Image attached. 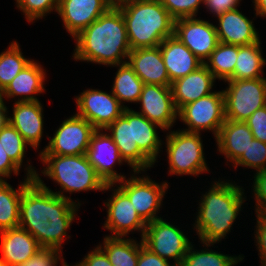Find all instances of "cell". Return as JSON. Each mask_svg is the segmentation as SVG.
<instances>
[{"instance_id":"cell-1","label":"cell","mask_w":266,"mask_h":266,"mask_svg":"<svg viewBox=\"0 0 266 266\" xmlns=\"http://www.w3.org/2000/svg\"><path fill=\"white\" fill-rule=\"evenodd\" d=\"M76 202L54 194L33 179L22 192L19 227L30 232L41 247L62 250L64 238L71 237L67 230L81 206Z\"/></svg>"},{"instance_id":"cell-2","label":"cell","mask_w":266,"mask_h":266,"mask_svg":"<svg viewBox=\"0 0 266 266\" xmlns=\"http://www.w3.org/2000/svg\"><path fill=\"white\" fill-rule=\"evenodd\" d=\"M74 60L115 66L127 62L131 52L126 25L119 8H109L74 37Z\"/></svg>"},{"instance_id":"cell-3","label":"cell","mask_w":266,"mask_h":266,"mask_svg":"<svg viewBox=\"0 0 266 266\" xmlns=\"http://www.w3.org/2000/svg\"><path fill=\"white\" fill-rule=\"evenodd\" d=\"M235 183L214 181L212 187L202 195L194 223L201 243H219L231 232L246 201L243 187Z\"/></svg>"},{"instance_id":"cell-4","label":"cell","mask_w":266,"mask_h":266,"mask_svg":"<svg viewBox=\"0 0 266 266\" xmlns=\"http://www.w3.org/2000/svg\"><path fill=\"white\" fill-rule=\"evenodd\" d=\"M118 8L125 21L131 50L159 46L174 35L175 19L160 0H129Z\"/></svg>"},{"instance_id":"cell-5","label":"cell","mask_w":266,"mask_h":266,"mask_svg":"<svg viewBox=\"0 0 266 266\" xmlns=\"http://www.w3.org/2000/svg\"><path fill=\"white\" fill-rule=\"evenodd\" d=\"M41 162L47 167L41 173L48 176L51 180L60 185V191L54 192L41 180L39 174L34 178L42 187L53 192L60 197L72 200L71 197L65 196L64 192L70 194L99 190L104 191L106 184L97 175L95 168L88 161L86 154L84 155H53L39 154ZM63 190V191H62Z\"/></svg>"},{"instance_id":"cell-6","label":"cell","mask_w":266,"mask_h":266,"mask_svg":"<svg viewBox=\"0 0 266 266\" xmlns=\"http://www.w3.org/2000/svg\"><path fill=\"white\" fill-rule=\"evenodd\" d=\"M201 133L183 130L169 131L166 136V152L171 175H195L208 172Z\"/></svg>"},{"instance_id":"cell-7","label":"cell","mask_w":266,"mask_h":266,"mask_svg":"<svg viewBox=\"0 0 266 266\" xmlns=\"http://www.w3.org/2000/svg\"><path fill=\"white\" fill-rule=\"evenodd\" d=\"M223 90L227 120L246 121L257 109L266 106V78L227 80Z\"/></svg>"},{"instance_id":"cell-8","label":"cell","mask_w":266,"mask_h":266,"mask_svg":"<svg viewBox=\"0 0 266 266\" xmlns=\"http://www.w3.org/2000/svg\"><path fill=\"white\" fill-rule=\"evenodd\" d=\"M178 119L183 121L188 127V129L185 128L183 131L201 133V130H209L216 138L226 120L223 90L214 91L183 106L178 111Z\"/></svg>"},{"instance_id":"cell-9","label":"cell","mask_w":266,"mask_h":266,"mask_svg":"<svg viewBox=\"0 0 266 266\" xmlns=\"http://www.w3.org/2000/svg\"><path fill=\"white\" fill-rule=\"evenodd\" d=\"M143 244L167 261L173 259L180 266L192 242L180 228L162 217L148 222L142 238Z\"/></svg>"},{"instance_id":"cell-10","label":"cell","mask_w":266,"mask_h":266,"mask_svg":"<svg viewBox=\"0 0 266 266\" xmlns=\"http://www.w3.org/2000/svg\"><path fill=\"white\" fill-rule=\"evenodd\" d=\"M141 172L134 171L130 178L117 182L118 187L129 197L140 217L146 222L161 218L158 215L163 198L168 189V182L156 183L150 176H136Z\"/></svg>"},{"instance_id":"cell-11","label":"cell","mask_w":266,"mask_h":266,"mask_svg":"<svg viewBox=\"0 0 266 266\" xmlns=\"http://www.w3.org/2000/svg\"><path fill=\"white\" fill-rule=\"evenodd\" d=\"M95 130L83 117L72 115L62 122L52 138L48 137L50 139L48 146H45L39 154L84 155Z\"/></svg>"},{"instance_id":"cell-12","label":"cell","mask_w":266,"mask_h":266,"mask_svg":"<svg viewBox=\"0 0 266 266\" xmlns=\"http://www.w3.org/2000/svg\"><path fill=\"white\" fill-rule=\"evenodd\" d=\"M115 185L116 189L114 184H106L104 188V191L111 189L114 192L107 202H104L107 218L103 227L113 232L109 237L126 238L130 232L139 231L142 239L147 223L137 213L129 197Z\"/></svg>"},{"instance_id":"cell-13","label":"cell","mask_w":266,"mask_h":266,"mask_svg":"<svg viewBox=\"0 0 266 266\" xmlns=\"http://www.w3.org/2000/svg\"><path fill=\"white\" fill-rule=\"evenodd\" d=\"M77 115L86 119L93 127L105 130L112 124L125 109L113 95L112 91L87 89L75 97Z\"/></svg>"},{"instance_id":"cell-14","label":"cell","mask_w":266,"mask_h":266,"mask_svg":"<svg viewBox=\"0 0 266 266\" xmlns=\"http://www.w3.org/2000/svg\"><path fill=\"white\" fill-rule=\"evenodd\" d=\"M174 36L203 63L219 43L215 25L196 17L176 19Z\"/></svg>"},{"instance_id":"cell-15","label":"cell","mask_w":266,"mask_h":266,"mask_svg":"<svg viewBox=\"0 0 266 266\" xmlns=\"http://www.w3.org/2000/svg\"><path fill=\"white\" fill-rule=\"evenodd\" d=\"M138 103L141 104L138 113L164 131H169L178 119L171 86L144 84Z\"/></svg>"},{"instance_id":"cell-16","label":"cell","mask_w":266,"mask_h":266,"mask_svg":"<svg viewBox=\"0 0 266 266\" xmlns=\"http://www.w3.org/2000/svg\"><path fill=\"white\" fill-rule=\"evenodd\" d=\"M102 131V129H97L93 132L86 156L104 183L115 185L126 176L118 174L113 167L116 162L120 165L125 161L121 158L110 134H107L106 130L104 133Z\"/></svg>"},{"instance_id":"cell-17","label":"cell","mask_w":266,"mask_h":266,"mask_svg":"<svg viewBox=\"0 0 266 266\" xmlns=\"http://www.w3.org/2000/svg\"><path fill=\"white\" fill-rule=\"evenodd\" d=\"M111 134L117 145L121 158L127 163L133 172H146L154 163L139 149L134 142L133 110L125 108L123 113L106 129ZM111 132V133H110Z\"/></svg>"},{"instance_id":"cell-18","label":"cell","mask_w":266,"mask_h":266,"mask_svg":"<svg viewBox=\"0 0 266 266\" xmlns=\"http://www.w3.org/2000/svg\"><path fill=\"white\" fill-rule=\"evenodd\" d=\"M109 8L104 0H59L57 14L74 38Z\"/></svg>"},{"instance_id":"cell-19","label":"cell","mask_w":266,"mask_h":266,"mask_svg":"<svg viewBox=\"0 0 266 266\" xmlns=\"http://www.w3.org/2000/svg\"><path fill=\"white\" fill-rule=\"evenodd\" d=\"M216 32L221 43L245 46L260 40L253 20L248 19L238 8L217 16Z\"/></svg>"},{"instance_id":"cell-20","label":"cell","mask_w":266,"mask_h":266,"mask_svg":"<svg viewBox=\"0 0 266 266\" xmlns=\"http://www.w3.org/2000/svg\"><path fill=\"white\" fill-rule=\"evenodd\" d=\"M7 121L21 134L29 147L38 149L43 138V106L40 101L16 102Z\"/></svg>"},{"instance_id":"cell-21","label":"cell","mask_w":266,"mask_h":266,"mask_svg":"<svg viewBox=\"0 0 266 266\" xmlns=\"http://www.w3.org/2000/svg\"><path fill=\"white\" fill-rule=\"evenodd\" d=\"M127 63L144 84L171 86L159 46L131 50Z\"/></svg>"},{"instance_id":"cell-22","label":"cell","mask_w":266,"mask_h":266,"mask_svg":"<svg viewBox=\"0 0 266 266\" xmlns=\"http://www.w3.org/2000/svg\"><path fill=\"white\" fill-rule=\"evenodd\" d=\"M214 82V75L204 63L192 73L172 82L171 90L176 109L179 111L183 106L213 93Z\"/></svg>"},{"instance_id":"cell-23","label":"cell","mask_w":266,"mask_h":266,"mask_svg":"<svg viewBox=\"0 0 266 266\" xmlns=\"http://www.w3.org/2000/svg\"><path fill=\"white\" fill-rule=\"evenodd\" d=\"M45 80L46 70L43 69L40 63L38 64V62L32 60L1 92L2 100H5V97L7 99L18 97L16 102L39 101L36 95L46 91L44 88Z\"/></svg>"},{"instance_id":"cell-24","label":"cell","mask_w":266,"mask_h":266,"mask_svg":"<svg viewBox=\"0 0 266 266\" xmlns=\"http://www.w3.org/2000/svg\"><path fill=\"white\" fill-rule=\"evenodd\" d=\"M1 258L9 266H19L42 248L27 230L16 227L0 231Z\"/></svg>"},{"instance_id":"cell-25","label":"cell","mask_w":266,"mask_h":266,"mask_svg":"<svg viewBox=\"0 0 266 266\" xmlns=\"http://www.w3.org/2000/svg\"><path fill=\"white\" fill-rule=\"evenodd\" d=\"M170 82L192 73L203 62L174 35L159 44Z\"/></svg>"},{"instance_id":"cell-26","label":"cell","mask_w":266,"mask_h":266,"mask_svg":"<svg viewBox=\"0 0 266 266\" xmlns=\"http://www.w3.org/2000/svg\"><path fill=\"white\" fill-rule=\"evenodd\" d=\"M254 139L250 128L244 121L225 120L215 140L218 152L234 164L247 150Z\"/></svg>"},{"instance_id":"cell-27","label":"cell","mask_w":266,"mask_h":266,"mask_svg":"<svg viewBox=\"0 0 266 266\" xmlns=\"http://www.w3.org/2000/svg\"><path fill=\"white\" fill-rule=\"evenodd\" d=\"M26 167V177L14 189L7 180H0V231L19 227L20 201L24 188L36 177V170L30 163Z\"/></svg>"},{"instance_id":"cell-28","label":"cell","mask_w":266,"mask_h":266,"mask_svg":"<svg viewBox=\"0 0 266 266\" xmlns=\"http://www.w3.org/2000/svg\"><path fill=\"white\" fill-rule=\"evenodd\" d=\"M157 128L162 129L159 125L133 110L134 142L154 164L157 162L159 151L162 148V140L158 136Z\"/></svg>"},{"instance_id":"cell-29","label":"cell","mask_w":266,"mask_h":266,"mask_svg":"<svg viewBox=\"0 0 266 266\" xmlns=\"http://www.w3.org/2000/svg\"><path fill=\"white\" fill-rule=\"evenodd\" d=\"M261 40L250 45L239 46L233 79H257L264 74L266 59L262 56Z\"/></svg>"},{"instance_id":"cell-30","label":"cell","mask_w":266,"mask_h":266,"mask_svg":"<svg viewBox=\"0 0 266 266\" xmlns=\"http://www.w3.org/2000/svg\"><path fill=\"white\" fill-rule=\"evenodd\" d=\"M112 67L119 68L115 73L116 76L111 89L113 95L124 108H129L123 105L125 102L138 103L144 85L142 80L127 62Z\"/></svg>"},{"instance_id":"cell-31","label":"cell","mask_w":266,"mask_h":266,"mask_svg":"<svg viewBox=\"0 0 266 266\" xmlns=\"http://www.w3.org/2000/svg\"><path fill=\"white\" fill-rule=\"evenodd\" d=\"M103 246H98L106 253L113 266H137L140 243L131 238L104 237Z\"/></svg>"},{"instance_id":"cell-32","label":"cell","mask_w":266,"mask_h":266,"mask_svg":"<svg viewBox=\"0 0 266 266\" xmlns=\"http://www.w3.org/2000/svg\"><path fill=\"white\" fill-rule=\"evenodd\" d=\"M239 46L219 42L204 62L215 79L233 80Z\"/></svg>"},{"instance_id":"cell-33","label":"cell","mask_w":266,"mask_h":266,"mask_svg":"<svg viewBox=\"0 0 266 266\" xmlns=\"http://www.w3.org/2000/svg\"><path fill=\"white\" fill-rule=\"evenodd\" d=\"M202 244V246L205 245V248H207L199 251L194 249V246L191 244L180 266H236L238 262L244 259L242 255L229 256L208 249L214 243Z\"/></svg>"},{"instance_id":"cell-34","label":"cell","mask_w":266,"mask_h":266,"mask_svg":"<svg viewBox=\"0 0 266 266\" xmlns=\"http://www.w3.org/2000/svg\"><path fill=\"white\" fill-rule=\"evenodd\" d=\"M31 61L32 59L24 57L17 41H12L9 47L0 53V91L2 92Z\"/></svg>"},{"instance_id":"cell-35","label":"cell","mask_w":266,"mask_h":266,"mask_svg":"<svg viewBox=\"0 0 266 266\" xmlns=\"http://www.w3.org/2000/svg\"><path fill=\"white\" fill-rule=\"evenodd\" d=\"M0 142L11 160L21 168L29 144L8 121L0 129Z\"/></svg>"},{"instance_id":"cell-36","label":"cell","mask_w":266,"mask_h":266,"mask_svg":"<svg viewBox=\"0 0 266 266\" xmlns=\"http://www.w3.org/2000/svg\"><path fill=\"white\" fill-rule=\"evenodd\" d=\"M238 165L255 169L256 172L266 171V143L253 139L233 167L236 168Z\"/></svg>"},{"instance_id":"cell-37","label":"cell","mask_w":266,"mask_h":266,"mask_svg":"<svg viewBox=\"0 0 266 266\" xmlns=\"http://www.w3.org/2000/svg\"><path fill=\"white\" fill-rule=\"evenodd\" d=\"M16 6L24 13L26 20L31 23L42 19L53 10L57 12L59 0H15Z\"/></svg>"},{"instance_id":"cell-38","label":"cell","mask_w":266,"mask_h":266,"mask_svg":"<svg viewBox=\"0 0 266 266\" xmlns=\"http://www.w3.org/2000/svg\"><path fill=\"white\" fill-rule=\"evenodd\" d=\"M205 0H160L161 4L176 20L179 18L196 17L200 5Z\"/></svg>"},{"instance_id":"cell-39","label":"cell","mask_w":266,"mask_h":266,"mask_svg":"<svg viewBox=\"0 0 266 266\" xmlns=\"http://www.w3.org/2000/svg\"><path fill=\"white\" fill-rule=\"evenodd\" d=\"M58 263L62 266H69L64 261L62 250L42 247L34 256L19 266H57Z\"/></svg>"},{"instance_id":"cell-40","label":"cell","mask_w":266,"mask_h":266,"mask_svg":"<svg viewBox=\"0 0 266 266\" xmlns=\"http://www.w3.org/2000/svg\"><path fill=\"white\" fill-rule=\"evenodd\" d=\"M245 122L254 139L266 143V106L257 109Z\"/></svg>"},{"instance_id":"cell-41","label":"cell","mask_w":266,"mask_h":266,"mask_svg":"<svg viewBox=\"0 0 266 266\" xmlns=\"http://www.w3.org/2000/svg\"><path fill=\"white\" fill-rule=\"evenodd\" d=\"M256 227L254 240L257 244L260 266H266V213L256 212Z\"/></svg>"},{"instance_id":"cell-42","label":"cell","mask_w":266,"mask_h":266,"mask_svg":"<svg viewBox=\"0 0 266 266\" xmlns=\"http://www.w3.org/2000/svg\"><path fill=\"white\" fill-rule=\"evenodd\" d=\"M253 194L256 201L255 211L266 213V171L254 174Z\"/></svg>"},{"instance_id":"cell-43","label":"cell","mask_w":266,"mask_h":266,"mask_svg":"<svg viewBox=\"0 0 266 266\" xmlns=\"http://www.w3.org/2000/svg\"><path fill=\"white\" fill-rule=\"evenodd\" d=\"M140 242V251L137 266H178L176 264H171L170 261L162 259L156 253L149 250L144 244L142 239Z\"/></svg>"},{"instance_id":"cell-44","label":"cell","mask_w":266,"mask_h":266,"mask_svg":"<svg viewBox=\"0 0 266 266\" xmlns=\"http://www.w3.org/2000/svg\"><path fill=\"white\" fill-rule=\"evenodd\" d=\"M74 266H113L106 253L97 246L85 255V258Z\"/></svg>"},{"instance_id":"cell-45","label":"cell","mask_w":266,"mask_h":266,"mask_svg":"<svg viewBox=\"0 0 266 266\" xmlns=\"http://www.w3.org/2000/svg\"><path fill=\"white\" fill-rule=\"evenodd\" d=\"M241 0H205L204 5L207 12H211L213 16H219L226 11L236 9Z\"/></svg>"},{"instance_id":"cell-46","label":"cell","mask_w":266,"mask_h":266,"mask_svg":"<svg viewBox=\"0 0 266 266\" xmlns=\"http://www.w3.org/2000/svg\"><path fill=\"white\" fill-rule=\"evenodd\" d=\"M20 168L11 160L0 142V180H7L11 174L19 175ZM6 178V179H5Z\"/></svg>"},{"instance_id":"cell-47","label":"cell","mask_w":266,"mask_h":266,"mask_svg":"<svg viewBox=\"0 0 266 266\" xmlns=\"http://www.w3.org/2000/svg\"><path fill=\"white\" fill-rule=\"evenodd\" d=\"M255 15L266 18V0H253Z\"/></svg>"},{"instance_id":"cell-48","label":"cell","mask_w":266,"mask_h":266,"mask_svg":"<svg viewBox=\"0 0 266 266\" xmlns=\"http://www.w3.org/2000/svg\"><path fill=\"white\" fill-rule=\"evenodd\" d=\"M7 109L4 100H0V129L7 123Z\"/></svg>"},{"instance_id":"cell-49","label":"cell","mask_w":266,"mask_h":266,"mask_svg":"<svg viewBox=\"0 0 266 266\" xmlns=\"http://www.w3.org/2000/svg\"><path fill=\"white\" fill-rule=\"evenodd\" d=\"M109 7L111 8H118L122 6L124 3L128 2L129 0H104Z\"/></svg>"},{"instance_id":"cell-50","label":"cell","mask_w":266,"mask_h":266,"mask_svg":"<svg viewBox=\"0 0 266 266\" xmlns=\"http://www.w3.org/2000/svg\"><path fill=\"white\" fill-rule=\"evenodd\" d=\"M0 266H9V265L0 257Z\"/></svg>"}]
</instances>
